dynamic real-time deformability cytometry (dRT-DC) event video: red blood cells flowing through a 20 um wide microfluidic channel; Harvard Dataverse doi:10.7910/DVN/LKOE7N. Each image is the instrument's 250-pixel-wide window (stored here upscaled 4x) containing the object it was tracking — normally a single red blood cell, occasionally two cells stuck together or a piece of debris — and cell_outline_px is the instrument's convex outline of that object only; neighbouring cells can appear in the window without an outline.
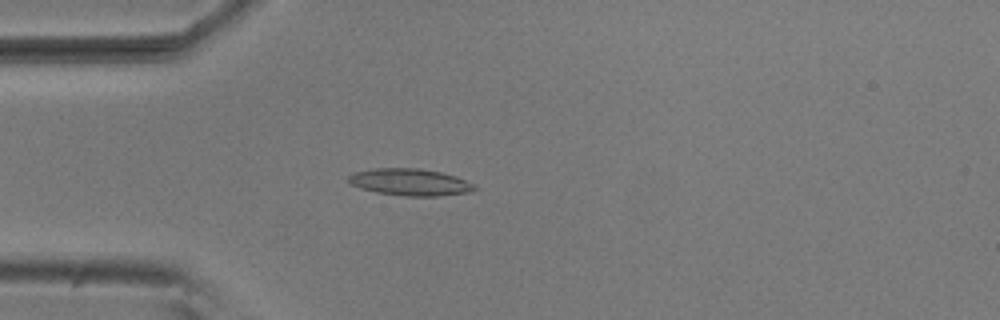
{"species": "common noctule bat (a hibernating species)", "species_latin": "Nyctalus noctula", "temperature_condition": "room temperature", "stored_images_in_passage": 2, "camera_frame_rate_fps": 3000, "um_per_image_px": 0.085, "animal": {"sex": "male", "body_mass_g": 20.5, "forearm_length_mm": 52.5}, "frame": {"image": 1, "passage_image": 1, "time_ms": 0.0, "image_size_px": [1000, 320], "cell_outline_px": [[480, 188], [468, 192], [436, 196], [404, 196], [376, 192], [360, 188], [352, 184], [348, 180], [348, 176], [352, 172], [372, 168], [420, 168], [440, 172], [456, 176], [476, 184]], "centroid_in_image_um": [34.87, 15.47], "position_along_channel_um": 50.1, "area_um2": 19.94}}